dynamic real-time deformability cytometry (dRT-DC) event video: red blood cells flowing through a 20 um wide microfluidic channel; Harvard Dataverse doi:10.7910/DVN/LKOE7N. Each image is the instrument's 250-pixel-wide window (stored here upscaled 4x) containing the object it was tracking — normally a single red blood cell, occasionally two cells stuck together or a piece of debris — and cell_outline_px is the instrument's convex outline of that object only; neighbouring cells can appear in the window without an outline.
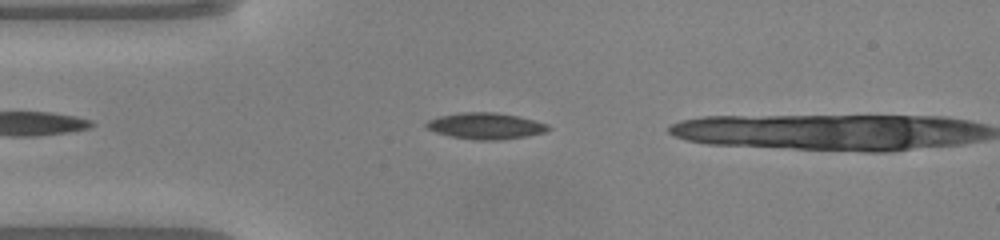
{"species": "common noctule bat (a hibernating species)", "species_latin": "Nyctalus noctula", "temperature_condition": "warm", "stored_images_in_passage": 9, "camera_frame_rate_fps": 3000, "um_per_image_px": 0.085, "animal": {"sex": "male", "body_mass_g": 20.0, "forearm_length_mm": 53.3}, "frame": {"image": 1, "passage_image": 8, "time_ms": 2.333, "image_size_px": [1000, 240], "cell_outline_px": [[548, 128], [544, 132], [524, 136], [496, 140], [476, 140], [452, 136], [436, 132], [428, 128], [424, 124], [428, 120], [440, 116], [460, 112], [496, 112], [516, 116], [548, 124]], "centroid_in_image_um": [41.23, 10.69], "position_along_channel_um": 43.8, "area_um2": 18.26}}